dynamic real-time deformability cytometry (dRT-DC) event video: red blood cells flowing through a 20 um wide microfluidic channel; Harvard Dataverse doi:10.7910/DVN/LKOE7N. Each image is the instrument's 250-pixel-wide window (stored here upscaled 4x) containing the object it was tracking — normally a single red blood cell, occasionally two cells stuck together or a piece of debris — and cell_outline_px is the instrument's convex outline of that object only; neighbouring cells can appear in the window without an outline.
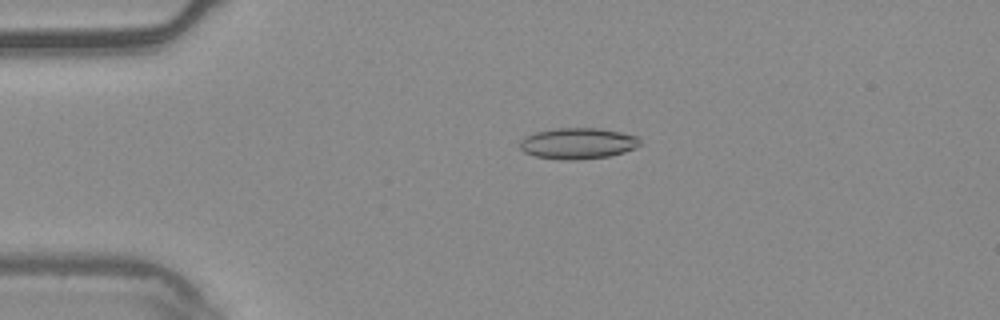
{"species": "common noctule bat (a hibernating species)", "species_latin": "Nyctalus noctula", "temperature_condition": "warm", "stored_images_in_passage": 6, "camera_frame_rate_fps": 3000, "um_per_image_px": 0.085, "animal": {"sex": "male", "body_mass_g": 20.4}, "frame": {"image": 1, "passage_image": 4, "time_ms": 1.0, "image_size_px": [1000, 320], "cell_outline_px": [[640, 144], [636, 148], [624, 152], [608, 156], [576, 160], [564, 160], [536, 156], [524, 152], [520, 148], [520, 140], [524, 136], [536, 132], [556, 128], [600, 128], [620, 132], [636, 136], [640, 140]], "centroid_in_image_um": [49.1, 12.18], "position_along_channel_um": 35.9, "area_um2": 21.73}}